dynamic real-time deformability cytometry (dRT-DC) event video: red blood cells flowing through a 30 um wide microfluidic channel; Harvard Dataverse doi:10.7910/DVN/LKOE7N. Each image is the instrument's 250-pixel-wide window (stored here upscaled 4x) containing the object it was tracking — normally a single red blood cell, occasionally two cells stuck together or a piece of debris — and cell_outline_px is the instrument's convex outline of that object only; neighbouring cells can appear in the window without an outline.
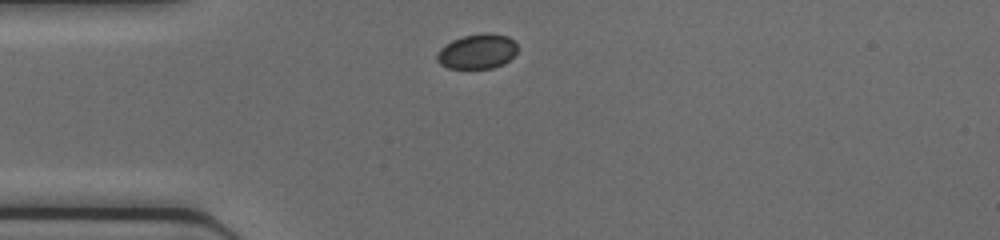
{"species": "common noctule bat (a hibernating species)", "species_latin": "Nyctalus noctula", "temperature_condition": "cold", "stored_images_in_passage": 35, "camera_frame_rate_fps": 3000, "um_per_image_px": 0.085, "animal": {"sex": "female", "body_mass_g": 17.0, "forearm_length_mm": 48.0}, "frame": {"image": 1, "passage_image": 1, "time_ms": 0.0, "image_size_px": [1000, 240], "cell_outline_px": [[516, 52], [504, 64], [492, 68], [448, 68], [440, 64], [436, 60], [436, 56], [440, 48], [452, 40], [464, 36], [484, 32], [492, 32], [508, 36], [516, 44]], "centroid_in_image_um": [40.55, 4.36], "position_along_channel_um": 44.4, "area_um2": 16.36}}
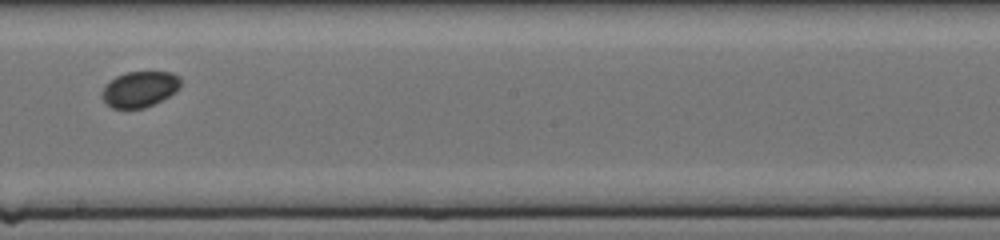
{"frame": {"image": 2, "passage_image": 15, "time_ms": 4.667, "image_size_px": [1000, 240], "cell_outline_px": [[180, 88], [176, 92], [144, 108], [112, 108], [100, 96], [100, 92], [116, 76], [128, 72], [172, 72], [180, 76]], "centroid_in_image_um": [11.89, 7.57], "position_along_channel_um": 236.3, "area_um2": 16.24}}
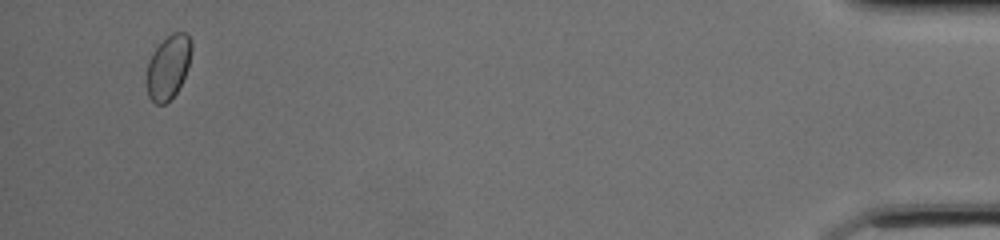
{"frame": {"image": 3, "passage_image": 33, "time_ms": 10.667, "image_size_px": [1000, 240], "cell_outline_px": [[192, 48], [188, 68], [176, 92], [164, 104], [156, 104], [148, 96], [148, 64], [152, 52], [172, 32], [184, 32], [192, 40]], "centroid_in_image_um": [14.33, 5.67], "position_along_channel_um": 420.9, "area_um2": 16.3}}